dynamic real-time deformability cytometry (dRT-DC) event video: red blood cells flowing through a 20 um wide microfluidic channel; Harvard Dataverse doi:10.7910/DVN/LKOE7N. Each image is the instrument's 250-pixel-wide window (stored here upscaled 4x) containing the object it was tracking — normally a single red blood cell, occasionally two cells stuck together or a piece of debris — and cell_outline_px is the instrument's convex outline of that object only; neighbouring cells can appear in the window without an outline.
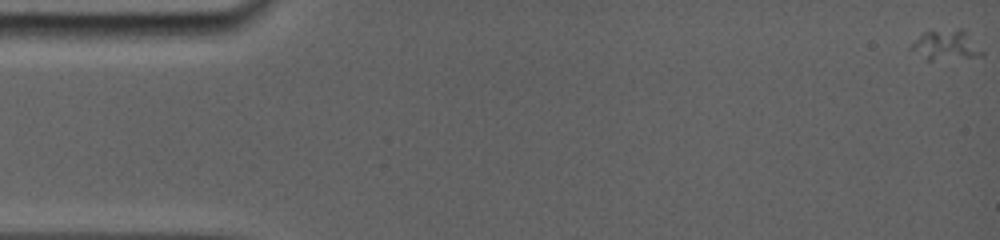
{"species": "common noctule bat (a hibernating species)", "species_latin": "Nyctalus noctula", "temperature_condition": "room temperature", "stored_images_in_passage": 28, "camera_frame_rate_fps": 5000, "um_per_image_px": 0.085, "animal": {"sex": "female", "body_mass_g": 19.0, "forearm_length_mm": 56.7}, "frame": {"image": 1, "passage_image": 1, "time_ms": 0.0, "image_size_px": [1000, 240], "cell_outline_px": [[984, 56], [932, 60], [924, 60], [908, 48], [908, 44], [924, 32], [960, 28], [964, 28], [984, 52]], "centroid_in_image_um": [80.37, 3.83], "position_along_channel_um": 4.6, "area_um2": 12.72}}